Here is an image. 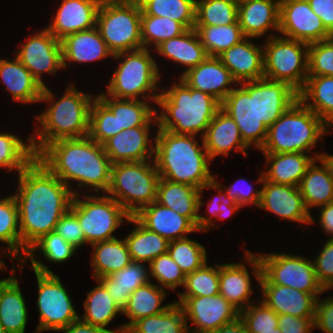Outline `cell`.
<instances>
[{"label": "cell", "instance_id": "39", "mask_svg": "<svg viewBox=\"0 0 333 333\" xmlns=\"http://www.w3.org/2000/svg\"><path fill=\"white\" fill-rule=\"evenodd\" d=\"M299 100L328 126H333L332 76H308L303 89L299 92ZM309 100H313V103L311 104Z\"/></svg>", "mask_w": 333, "mask_h": 333}, {"label": "cell", "instance_id": "38", "mask_svg": "<svg viewBox=\"0 0 333 333\" xmlns=\"http://www.w3.org/2000/svg\"><path fill=\"white\" fill-rule=\"evenodd\" d=\"M128 222L137 224L124 238L132 261L150 263L160 255L168 253L167 239L144 227L134 216H131Z\"/></svg>", "mask_w": 333, "mask_h": 333}, {"label": "cell", "instance_id": "65", "mask_svg": "<svg viewBox=\"0 0 333 333\" xmlns=\"http://www.w3.org/2000/svg\"><path fill=\"white\" fill-rule=\"evenodd\" d=\"M320 226L333 239V202L320 207Z\"/></svg>", "mask_w": 333, "mask_h": 333}, {"label": "cell", "instance_id": "15", "mask_svg": "<svg viewBox=\"0 0 333 333\" xmlns=\"http://www.w3.org/2000/svg\"><path fill=\"white\" fill-rule=\"evenodd\" d=\"M186 321L195 325L191 333H210L220 326L237 320L240 311L227 301L221 294L200 297H179Z\"/></svg>", "mask_w": 333, "mask_h": 333}, {"label": "cell", "instance_id": "26", "mask_svg": "<svg viewBox=\"0 0 333 333\" xmlns=\"http://www.w3.org/2000/svg\"><path fill=\"white\" fill-rule=\"evenodd\" d=\"M248 39V40H247ZM245 38L218 56L239 83L264 78L263 48Z\"/></svg>", "mask_w": 333, "mask_h": 333}, {"label": "cell", "instance_id": "5", "mask_svg": "<svg viewBox=\"0 0 333 333\" xmlns=\"http://www.w3.org/2000/svg\"><path fill=\"white\" fill-rule=\"evenodd\" d=\"M179 80L178 84L173 83L159 94L156 103L162 111L159 115L156 111L158 129L195 136L200 132L203 138L221 103L212 95L190 88Z\"/></svg>", "mask_w": 333, "mask_h": 333}, {"label": "cell", "instance_id": "20", "mask_svg": "<svg viewBox=\"0 0 333 333\" xmlns=\"http://www.w3.org/2000/svg\"><path fill=\"white\" fill-rule=\"evenodd\" d=\"M149 128L125 129L106 140L102 146L112 164L153 160L155 145L149 140Z\"/></svg>", "mask_w": 333, "mask_h": 333}, {"label": "cell", "instance_id": "25", "mask_svg": "<svg viewBox=\"0 0 333 333\" xmlns=\"http://www.w3.org/2000/svg\"><path fill=\"white\" fill-rule=\"evenodd\" d=\"M262 289V302L277 314H290L295 317L315 318L318 294L306 293L294 288L275 284H259Z\"/></svg>", "mask_w": 333, "mask_h": 333}, {"label": "cell", "instance_id": "69", "mask_svg": "<svg viewBox=\"0 0 333 333\" xmlns=\"http://www.w3.org/2000/svg\"><path fill=\"white\" fill-rule=\"evenodd\" d=\"M4 267H5V263L2 260H0V269L3 270Z\"/></svg>", "mask_w": 333, "mask_h": 333}, {"label": "cell", "instance_id": "60", "mask_svg": "<svg viewBox=\"0 0 333 333\" xmlns=\"http://www.w3.org/2000/svg\"><path fill=\"white\" fill-rule=\"evenodd\" d=\"M314 319L295 317L290 314H278V328L281 333H312Z\"/></svg>", "mask_w": 333, "mask_h": 333}, {"label": "cell", "instance_id": "46", "mask_svg": "<svg viewBox=\"0 0 333 333\" xmlns=\"http://www.w3.org/2000/svg\"><path fill=\"white\" fill-rule=\"evenodd\" d=\"M0 241L8 245L7 254L9 257L23 259L18 206L13 195L0 199Z\"/></svg>", "mask_w": 333, "mask_h": 333}, {"label": "cell", "instance_id": "47", "mask_svg": "<svg viewBox=\"0 0 333 333\" xmlns=\"http://www.w3.org/2000/svg\"><path fill=\"white\" fill-rule=\"evenodd\" d=\"M35 158L31 136L26 144L13 133L0 132V167L6 168L8 172L16 169L19 174Z\"/></svg>", "mask_w": 333, "mask_h": 333}, {"label": "cell", "instance_id": "22", "mask_svg": "<svg viewBox=\"0 0 333 333\" xmlns=\"http://www.w3.org/2000/svg\"><path fill=\"white\" fill-rule=\"evenodd\" d=\"M180 79L190 88L212 95L220 103L234 89L230 84L238 82L218 57L208 56L202 63L186 71Z\"/></svg>", "mask_w": 333, "mask_h": 333}, {"label": "cell", "instance_id": "44", "mask_svg": "<svg viewBox=\"0 0 333 333\" xmlns=\"http://www.w3.org/2000/svg\"><path fill=\"white\" fill-rule=\"evenodd\" d=\"M145 15L168 17L186 29L196 23V0H138Z\"/></svg>", "mask_w": 333, "mask_h": 333}, {"label": "cell", "instance_id": "70", "mask_svg": "<svg viewBox=\"0 0 333 333\" xmlns=\"http://www.w3.org/2000/svg\"><path fill=\"white\" fill-rule=\"evenodd\" d=\"M0 333H7L1 324H0Z\"/></svg>", "mask_w": 333, "mask_h": 333}, {"label": "cell", "instance_id": "2", "mask_svg": "<svg viewBox=\"0 0 333 333\" xmlns=\"http://www.w3.org/2000/svg\"><path fill=\"white\" fill-rule=\"evenodd\" d=\"M36 158L69 188L72 180L80 188L88 186L97 193L99 189L108 191L112 162L103 146L89 136L54 141Z\"/></svg>", "mask_w": 333, "mask_h": 333}, {"label": "cell", "instance_id": "24", "mask_svg": "<svg viewBox=\"0 0 333 333\" xmlns=\"http://www.w3.org/2000/svg\"><path fill=\"white\" fill-rule=\"evenodd\" d=\"M134 217L144 227L167 239L169 242L187 238V234L198 231L196 226L187 217L162 206L156 201L141 208Z\"/></svg>", "mask_w": 333, "mask_h": 333}, {"label": "cell", "instance_id": "59", "mask_svg": "<svg viewBox=\"0 0 333 333\" xmlns=\"http://www.w3.org/2000/svg\"><path fill=\"white\" fill-rule=\"evenodd\" d=\"M54 231L76 248L85 244V237L79 220L70 209L61 216Z\"/></svg>", "mask_w": 333, "mask_h": 333}, {"label": "cell", "instance_id": "34", "mask_svg": "<svg viewBox=\"0 0 333 333\" xmlns=\"http://www.w3.org/2000/svg\"><path fill=\"white\" fill-rule=\"evenodd\" d=\"M144 264V262L131 261L122 270L97 279L122 311L128 304L130 294L150 282L149 270Z\"/></svg>", "mask_w": 333, "mask_h": 333}, {"label": "cell", "instance_id": "8", "mask_svg": "<svg viewBox=\"0 0 333 333\" xmlns=\"http://www.w3.org/2000/svg\"><path fill=\"white\" fill-rule=\"evenodd\" d=\"M113 59L122 61L113 73L105 94L116 99L128 100H141L140 95H142L143 99L156 103L160 94L155 93L160 73L150 51L147 48H140L116 54ZM146 92L148 96H145Z\"/></svg>", "mask_w": 333, "mask_h": 333}, {"label": "cell", "instance_id": "18", "mask_svg": "<svg viewBox=\"0 0 333 333\" xmlns=\"http://www.w3.org/2000/svg\"><path fill=\"white\" fill-rule=\"evenodd\" d=\"M262 183L259 208L277 215L279 218L299 223H315L305 207L303 197L297 186L276 184L264 180L263 172L257 180Z\"/></svg>", "mask_w": 333, "mask_h": 333}, {"label": "cell", "instance_id": "19", "mask_svg": "<svg viewBox=\"0 0 333 333\" xmlns=\"http://www.w3.org/2000/svg\"><path fill=\"white\" fill-rule=\"evenodd\" d=\"M202 191L184 183H174L160 178L157 186L156 202L176 213L187 217L198 231L209 230L215 225L213 221L198 214L203 205Z\"/></svg>", "mask_w": 333, "mask_h": 333}, {"label": "cell", "instance_id": "28", "mask_svg": "<svg viewBox=\"0 0 333 333\" xmlns=\"http://www.w3.org/2000/svg\"><path fill=\"white\" fill-rule=\"evenodd\" d=\"M279 14L277 0H250L238 5V22L247 38L264 36L271 28L279 32Z\"/></svg>", "mask_w": 333, "mask_h": 333}, {"label": "cell", "instance_id": "32", "mask_svg": "<svg viewBox=\"0 0 333 333\" xmlns=\"http://www.w3.org/2000/svg\"><path fill=\"white\" fill-rule=\"evenodd\" d=\"M318 160L321 167L315 163ZM298 188L308 212L311 207H321L333 202V172L330 163L324 157L314 160Z\"/></svg>", "mask_w": 333, "mask_h": 333}, {"label": "cell", "instance_id": "57", "mask_svg": "<svg viewBox=\"0 0 333 333\" xmlns=\"http://www.w3.org/2000/svg\"><path fill=\"white\" fill-rule=\"evenodd\" d=\"M321 249L313 265L319 283L328 290L333 288V239L329 238Z\"/></svg>", "mask_w": 333, "mask_h": 333}, {"label": "cell", "instance_id": "37", "mask_svg": "<svg viewBox=\"0 0 333 333\" xmlns=\"http://www.w3.org/2000/svg\"><path fill=\"white\" fill-rule=\"evenodd\" d=\"M97 98L117 117L118 133L137 126H150L156 122V110L145 100L116 99L103 92Z\"/></svg>", "mask_w": 333, "mask_h": 333}, {"label": "cell", "instance_id": "3", "mask_svg": "<svg viewBox=\"0 0 333 333\" xmlns=\"http://www.w3.org/2000/svg\"><path fill=\"white\" fill-rule=\"evenodd\" d=\"M154 137V162L160 178L198 189L214 180L209 169L212 161L203 138L200 145L195 135L175 134L162 129H158Z\"/></svg>", "mask_w": 333, "mask_h": 333}, {"label": "cell", "instance_id": "9", "mask_svg": "<svg viewBox=\"0 0 333 333\" xmlns=\"http://www.w3.org/2000/svg\"><path fill=\"white\" fill-rule=\"evenodd\" d=\"M152 161L112 164L106 195L115 199L131 216L156 201L160 176L154 159Z\"/></svg>", "mask_w": 333, "mask_h": 333}, {"label": "cell", "instance_id": "31", "mask_svg": "<svg viewBox=\"0 0 333 333\" xmlns=\"http://www.w3.org/2000/svg\"><path fill=\"white\" fill-rule=\"evenodd\" d=\"M0 280V324L7 333H25L28 313L16 276ZM14 275V276H13Z\"/></svg>", "mask_w": 333, "mask_h": 333}, {"label": "cell", "instance_id": "29", "mask_svg": "<svg viewBox=\"0 0 333 333\" xmlns=\"http://www.w3.org/2000/svg\"><path fill=\"white\" fill-rule=\"evenodd\" d=\"M263 154L266 158V163L271 164L268 170L263 172L264 180L297 187L312 162L325 155L317 153L314 157H311L306 153L300 152Z\"/></svg>", "mask_w": 333, "mask_h": 333}, {"label": "cell", "instance_id": "7", "mask_svg": "<svg viewBox=\"0 0 333 333\" xmlns=\"http://www.w3.org/2000/svg\"><path fill=\"white\" fill-rule=\"evenodd\" d=\"M245 254L259 284L283 285L311 294L327 291L317 279L313 261L306 257L286 253L255 256L249 250Z\"/></svg>", "mask_w": 333, "mask_h": 333}, {"label": "cell", "instance_id": "54", "mask_svg": "<svg viewBox=\"0 0 333 333\" xmlns=\"http://www.w3.org/2000/svg\"><path fill=\"white\" fill-rule=\"evenodd\" d=\"M240 319L246 325L249 333L277 332L278 314L267 307L262 301L258 304H250L240 311Z\"/></svg>", "mask_w": 333, "mask_h": 333}, {"label": "cell", "instance_id": "63", "mask_svg": "<svg viewBox=\"0 0 333 333\" xmlns=\"http://www.w3.org/2000/svg\"><path fill=\"white\" fill-rule=\"evenodd\" d=\"M312 11L321 18L326 30L333 36V0H307Z\"/></svg>", "mask_w": 333, "mask_h": 333}, {"label": "cell", "instance_id": "48", "mask_svg": "<svg viewBox=\"0 0 333 333\" xmlns=\"http://www.w3.org/2000/svg\"><path fill=\"white\" fill-rule=\"evenodd\" d=\"M238 21V5L233 0H196L195 26L231 25Z\"/></svg>", "mask_w": 333, "mask_h": 333}, {"label": "cell", "instance_id": "1", "mask_svg": "<svg viewBox=\"0 0 333 333\" xmlns=\"http://www.w3.org/2000/svg\"><path fill=\"white\" fill-rule=\"evenodd\" d=\"M18 185L13 196L18 206L19 229L25 256L36 241L54 231L78 192L70 190L37 158L19 173Z\"/></svg>", "mask_w": 333, "mask_h": 333}, {"label": "cell", "instance_id": "58", "mask_svg": "<svg viewBox=\"0 0 333 333\" xmlns=\"http://www.w3.org/2000/svg\"><path fill=\"white\" fill-rule=\"evenodd\" d=\"M222 184H218L217 181L214 180L211 183H208L204 185L200 190L203 192L204 189L207 188H213V190H217L219 194H217V197H214L209 201V205L207 209L209 210L210 218L211 216H215L221 219H225L226 217H229L230 215L234 214L235 211L239 210L241 208L240 205H238L234 200H232L225 192L224 194H221L223 192Z\"/></svg>", "mask_w": 333, "mask_h": 333}, {"label": "cell", "instance_id": "17", "mask_svg": "<svg viewBox=\"0 0 333 333\" xmlns=\"http://www.w3.org/2000/svg\"><path fill=\"white\" fill-rule=\"evenodd\" d=\"M16 51V57L31 72L33 78L43 87V73L54 74L63 68L62 45L46 28L41 32L29 36Z\"/></svg>", "mask_w": 333, "mask_h": 333}, {"label": "cell", "instance_id": "35", "mask_svg": "<svg viewBox=\"0 0 333 333\" xmlns=\"http://www.w3.org/2000/svg\"><path fill=\"white\" fill-rule=\"evenodd\" d=\"M250 274L242 263L219 265V294L239 311L244 310L252 301L253 293Z\"/></svg>", "mask_w": 333, "mask_h": 333}, {"label": "cell", "instance_id": "6", "mask_svg": "<svg viewBox=\"0 0 333 333\" xmlns=\"http://www.w3.org/2000/svg\"><path fill=\"white\" fill-rule=\"evenodd\" d=\"M327 127L319 116L298 100L268 128L260 150L263 153L309 154L318 139L328 133Z\"/></svg>", "mask_w": 333, "mask_h": 333}, {"label": "cell", "instance_id": "50", "mask_svg": "<svg viewBox=\"0 0 333 333\" xmlns=\"http://www.w3.org/2000/svg\"><path fill=\"white\" fill-rule=\"evenodd\" d=\"M168 254L185 275L198 270L207 263L205 247L188 237L170 241Z\"/></svg>", "mask_w": 333, "mask_h": 333}, {"label": "cell", "instance_id": "36", "mask_svg": "<svg viewBox=\"0 0 333 333\" xmlns=\"http://www.w3.org/2000/svg\"><path fill=\"white\" fill-rule=\"evenodd\" d=\"M161 56L169 58L176 64L186 66L187 68L181 76L191 68L202 63L207 57V51L201 44L197 31L187 29L181 35L165 40L155 49Z\"/></svg>", "mask_w": 333, "mask_h": 333}, {"label": "cell", "instance_id": "14", "mask_svg": "<svg viewBox=\"0 0 333 333\" xmlns=\"http://www.w3.org/2000/svg\"><path fill=\"white\" fill-rule=\"evenodd\" d=\"M221 109L236 122L244 143L260 150L268 129L257 118L256 80L240 83V88H234L221 102Z\"/></svg>", "mask_w": 333, "mask_h": 333}, {"label": "cell", "instance_id": "30", "mask_svg": "<svg viewBox=\"0 0 333 333\" xmlns=\"http://www.w3.org/2000/svg\"><path fill=\"white\" fill-rule=\"evenodd\" d=\"M63 68L67 66V62H92L114 56L104 42L98 28L79 31L67 35L61 40Z\"/></svg>", "mask_w": 333, "mask_h": 333}, {"label": "cell", "instance_id": "72", "mask_svg": "<svg viewBox=\"0 0 333 333\" xmlns=\"http://www.w3.org/2000/svg\"><path fill=\"white\" fill-rule=\"evenodd\" d=\"M279 3H282V2H284V1H287V0H277Z\"/></svg>", "mask_w": 333, "mask_h": 333}, {"label": "cell", "instance_id": "51", "mask_svg": "<svg viewBox=\"0 0 333 333\" xmlns=\"http://www.w3.org/2000/svg\"><path fill=\"white\" fill-rule=\"evenodd\" d=\"M216 268L205 263L198 270L185 275V291L177 293L178 297H200L219 294V265ZM187 290V291H186Z\"/></svg>", "mask_w": 333, "mask_h": 333}, {"label": "cell", "instance_id": "16", "mask_svg": "<svg viewBox=\"0 0 333 333\" xmlns=\"http://www.w3.org/2000/svg\"><path fill=\"white\" fill-rule=\"evenodd\" d=\"M279 33L301 42L312 44L331 39L322 20L311 9L307 0H287L280 3Z\"/></svg>", "mask_w": 333, "mask_h": 333}, {"label": "cell", "instance_id": "68", "mask_svg": "<svg viewBox=\"0 0 333 333\" xmlns=\"http://www.w3.org/2000/svg\"><path fill=\"white\" fill-rule=\"evenodd\" d=\"M237 5L250 0H233Z\"/></svg>", "mask_w": 333, "mask_h": 333}, {"label": "cell", "instance_id": "27", "mask_svg": "<svg viewBox=\"0 0 333 333\" xmlns=\"http://www.w3.org/2000/svg\"><path fill=\"white\" fill-rule=\"evenodd\" d=\"M203 141L210 160L218 155L228 156L232 149L247 156L245 149L249 148L242 140L236 122L221 108L208 125Z\"/></svg>", "mask_w": 333, "mask_h": 333}, {"label": "cell", "instance_id": "13", "mask_svg": "<svg viewBox=\"0 0 333 333\" xmlns=\"http://www.w3.org/2000/svg\"><path fill=\"white\" fill-rule=\"evenodd\" d=\"M79 193L74 195L70 210L77 216L84 233L85 244L90 245L110 240L112 234L125 218L127 221L131 215L113 198L108 195H83L79 199Z\"/></svg>", "mask_w": 333, "mask_h": 333}, {"label": "cell", "instance_id": "45", "mask_svg": "<svg viewBox=\"0 0 333 333\" xmlns=\"http://www.w3.org/2000/svg\"><path fill=\"white\" fill-rule=\"evenodd\" d=\"M194 29L208 56L212 57H218L246 38L238 21L231 25L195 26Z\"/></svg>", "mask_w": 333, "mask_h": 333}, {"label": "cell", "instance_id": "55", "mask_svg": "<svg viewBox=\"0 0 333 333\" xmlns=\"http://www.w3.org/2000/svg\"><path fill=\"white\" fill-rule=\"evenodd\" d=\"M149 266V276L156 278L161 288L175 290L178 286L183 287L185 274L168 253L152 260Z\"/></svg>", "mask_w": 333, "mask_h": 333}, {"label": "cell", "instance_id": "42", "mask_svg": "<svg viewBox=\"0 0 333 333\" xmlns=\"http://www.w3.org/2000/svg\"><path fill=\"white\" fill-rule=\"evenodd\" d=\"M189 327L181 305L171 302L165 311L135 321L126 333H189Z\"/></svg>", "mask_w": 333, "mask_h": 333}, {"label": "cell", "instance_id": "11", "mask_svg": "<svg viewBox=\"0 0 333 333\" xmlns=\"http://www.w3.org/2000/svg\"><path fill=\"white\" fill-rule=\"evenodd\" d=\"M31 260L38 285L37 307L39 310V324L35 333L41 331H60L70 323L79 319L73 307V302L59 277L49 270L41 261L35 260L33 255H25Z\"/></svg>", "mask_w": 333, "mask_h": 333}, {"label": "cell", "instance_id": "49", "mask_svg": "<svg viewBox=\"0 0 333 333\" xmlns=\"http://www.w3.org/2000/svg\"><path fill=\"white\" fill-rule=\"evenodd\" d=\"M186 30L180 22L168 17L145 15L141 10V38L143 48L149 49V45H154L156 48L163 41L177 37Z\"/></svg>", "mask_w": 333, "mask_h": 333}, {"label": "cell", "instance_id": "43", "mask_svg": "<svg viewBox=\"0 0 333 333\" xmlns=\"http://www.w3.org/2000/svg\"><path fill=\"white\" fill-rule=\"evenodd\" d=\"M97 282L98 285L87 293V298L83 303L85 314L82 318L79 316V319L106 329L117 313L122 314V310L114 303L104 285L99 280Z\"/></svg>", "mask_w": 333, "mask_h": 333}, {"label": "cell", "instance_id": "62", "mask_svg": "<svg viewBox=\"0 0 333 333\" xmlns=\"http://www.w3.org/2000/svg\"><path fill=\"white\" fill-rule=\"evenodd\" d=\"M246 182L245 179L239 178L234 182V184L230 185L228 189L225 191V193L232 199L234 200L238 205L241 207L244 205H250L254 204L255 206H259L260 199H261V190L255 191L252 188L251 184L247 183V190L243 191V189L237 188L235 184L240 181Z\"/></svg>", "mask_w": 333, "mask_h": 333}, {"label": "cell", "instance_id": "10", "mask_svg": "<svg viewBox=\"0 0 333 333\" xmlns=\"http://www.w3.org/2000/svg\"><path fill=\"white\" fill-rule=\"evenodd\" d=\"M96 27L113 55L143 48L138 0H102Z\"/></svg>", "mask_w": 333, "mask_h": 333}, {"label": "cell", "instance_id": "52", "mask_svg": "<svg viewBox=\"0 0 333 333\" xmlns=\"http://www.w3.org/2000/svg\"><path fill=\"white\" fill-rule=\"evenodd\" d=\"M117 134V117L96 97L90 110L88 136L102 145L110 137Z\"/></svg>", "mask_w": 333, "mask_h": 333}, {"label": "cell", "instance_id": "66", "mask_svg": "<svg viewBox=\"0 0 333 333\" xmlns=\"http://www.w3.org/2000/svg\"><path fill=\"white\" fill-rule=\"evenodd\" d=\"M210 333H249V331L244 322L239 317L234 322L220 326L218 329Z\"/></svg>", "mask_w": 333, "mask_h": 333}, {"label": "cell", "instance_id": "40", "mask_svg": "<svg viewBox=\"0 0 333 333\" xmlns=\"http://www.w3.org/2000/svg\"><path fill=\"white\" fill-rule=\"evenodd\" d=\"M166 291L160 285L151 282L140 286L130 294L128 304L123 309L122 314L126 315L130 322L123 324L126 331L135 321L140 318L152 316L165 311L171 303L161 306Z\"/></svg>", "mask_w": 333, "mask_h": 333}, {"label": "cell", "instance_id": "56", "mask_svg": "<svg viewBox=\"0 0 333 333\" xmlns=\"http://www.w3.org/2000/svg\"><path fill=\"white\" fill-rule=\"evenodd\" d=\"M308 76L333 77V37L309 44Z\"/></svg>", "mask_w": 333, "mask_h": 333}, {"label": "cell", "instance_id": "64", "mask_svg": "<svg viewBox=\"0 0 333 333\" xmlns=\"http://www.w3.org/2000/svg\"><path fill=\"white\" fill-rule=\"evenodd\" d=\"M61 331L64 333H126L123 325H120L117 329L110 330L85 323L81 319L70 323L67 327L62 328Z\"/></svg>", "mask_w": 333, "mask_h": 333}, {"label": "cell", "instance_id": "41", "mask_svg": "<svg viewBox=\"0 0 333 333\" xmlns=\"http://www.w3.org/2000/svg\"><path fill=\"white\" fill-rule=\"evenodd\" d=\"M91 246L94 250L91 265L96 280L122 270L132 261L124 239L113 238Z\"/></svg>", "mask_w": 333, "mask_h": 333}, {"label": "cell", "instance_id": "23", "mask_svg": "<svg viewBox=\"0 0 333 333\" xmlns=\"http://www.w3.org/2000/svg\"><path fill=\"white\" fill-rule=\"evenodd\" d=\"M298 100L299 92L285 82L256 80L257 118L267 129Z\"/></svg>", "mask_w": 333, "mask_h": 333}, {"label": "cell", "instance_id": "12", "mask_svg": "<svg viewBox=\"0 0 333 333\" xmlns=\"http://www.w3.org/2000/svg\"><path fill=\"white\" fill-rule=\"evenodd\" d=\"M267 37L262 45L264 78L285 82L300 92L308 77L309 44L283 36Z\"/></svg>", "mask_w": 333, "mask_h": 333}, {"label": "cell", "instance_id": "71", "mask_svg": "<svg viewBox=\"0 0 333 333\" xmlns=\"http://www.w3.org/2000/svg\"><path fill=\"white\" fill-rule=\"evenodd\" d=\"M269 333H281L280 329L277 327V332H269Z\"/></svg>", "mask_w": 333, "mask_h": 333}, {"label": "cell", "instance_id": "33", "mask_svg": "<svg viewBox=\"0 0 333 333\" xmlns=\"http://www.w3.org/2000/svg\"><path fill=\"white\" fill-rule=\"evenodd\" d=\"M0 80L18 102H39L43 87L17 57L12 61L0 58Z\"/></svg>", "mask_w": 333, "mask_h": 333}, {"label": "cell", "instance_id": "21", "mask_svg": "<svg viewBox=\"0 0 333 333\" xmlns=\"http://www.w3.org/2000/svg\"><path fill=\"white\" fill-rule=\"evenodd\" d=\"M102 0H63L46 28L59 41L67 35L92 29Z\"/></svg>", "mask_w": 333, "mask_h": 333}, {"label": "cell", "instance_id": "53", "mask_svg": "<svg viewBox=\"0 0 333 333\" xmlns=\"http://www.w3.org/2000/svg\"><path fill=\"white\" fill-rule=\"evenodd\" d=\"M39 248L44 258L53 263H61L71 259L70 257H72L78 249L73 244L68 243L55 231L42 236L30 247L26 255H33L35 251H39Z\"/></svg>", "mask_w": 333, "mask_h": 333}, {"label": "cell", "instance_id": "67", "mask_svg": "<svg viewBox=\"0 0 333 333\" xmlns=\"http://www.w3.org/2000/svg\"><path fill=\"white\" fill-rule=\"evenodd\" d=\"M323 157L330 163L331 169H332V172H333V155L325 154Z\"/></svg>", "mask_w": 333, "mask_h": 333}, {"label": "cell", "instance_id": "4", "mask_svg": "<svg viewBox=\"0 0 333 333\" xmlns=\"http://www.w3.org/2000/svg\"><path fill=\"white\" fill-rule=\"evenodd\" d=\"M96 96L77 91L74 85L64 92L58 101L46 86L39 102H48V109L36 120L41 124L31 143L36 156L50 143L60 139L82 138L88 136L90 110ZM52 102V103H51ZM37 139V140H36Z\"/></svg>", "mask_w": 333, "mask_h": 333}, {"label": "cell", "instance_id": "61", "mask_svg": "<svg viewBox=\"0 0 333 333\" xmlns=\"http://www.w3.org/2000/svg\"><path fill=\"white\" fill-rule=\"evenodd\" d=\"M316 303L314 327L325 333H333V297Z\"/></svg>", "mask_w": 333, "mask_h": 333}]
</instances>
